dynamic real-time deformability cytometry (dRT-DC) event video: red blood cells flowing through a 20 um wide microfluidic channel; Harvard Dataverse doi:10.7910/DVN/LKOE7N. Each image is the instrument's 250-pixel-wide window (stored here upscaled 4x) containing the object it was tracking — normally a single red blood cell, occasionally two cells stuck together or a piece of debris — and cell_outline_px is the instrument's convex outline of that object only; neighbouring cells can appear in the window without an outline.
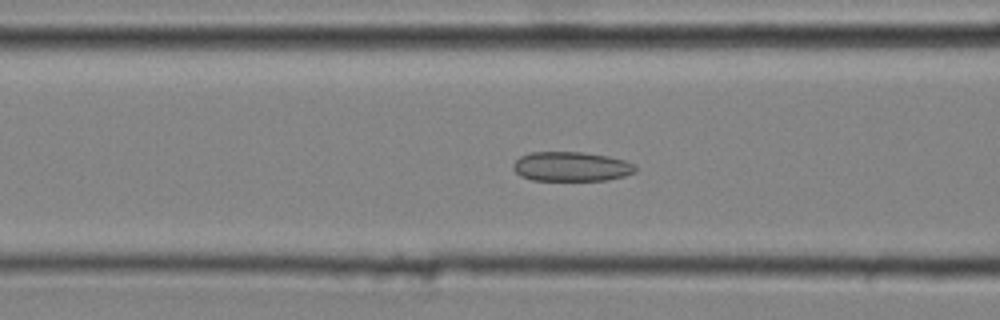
{"species": "common noctule bat (a hibernating species)", "species_latin": "Nyctalus noctula", "temperature_condition": "cold", "stored_images_in_passage": 44, "camera_frame_rate_fps": 3000, "um_per_image_px": 0.085, "animal": {"sex": "male", "body_mass_g": 20.4}, "frame": {"image": 1, "passage_image": 18, "time_ms": 5.667, "image_size_px": [1000, 320], "cell_outline_px": [[636, 172], [624, 176], [608, 180], [532, 180], [520, 176], [512, 168], [512, 164], [520, 156], [528, 152], [584, 152], [608, 156], [624, 160], [636, 164]], "centroid_in_image_um": [48.56, 14.15], "position_along_channel_um": 118.0, "area_um2": 21.21}}
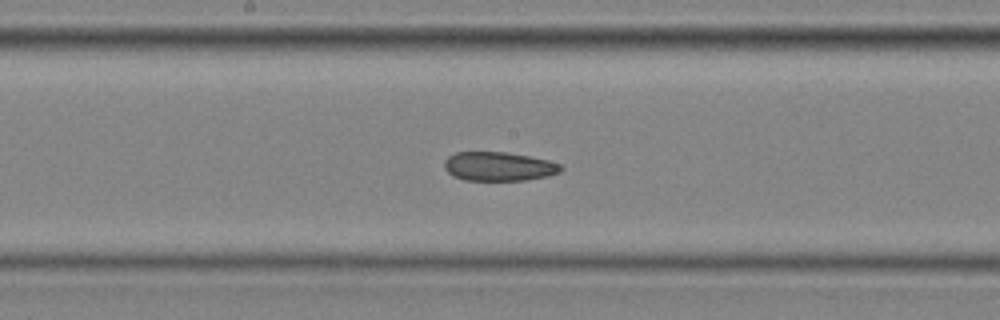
{"frame": {"image": 2, "passage_image": 24, "time_ms": 7.667, "image_size_px": [1000, 320], "cell_outline_px": [[564, 168], [560, 172], [548, 176], [524, 180], [464, 180], [452, 176], [444, 168], [444, 160], [448, 156], [456, 152], [504, 152], [528, 156], [548, 160], [560, 164]], "centroid_in_image_um": [42.37, 14.15], "position_along_channel_um": 205.8, "area_um2": 19.71}}
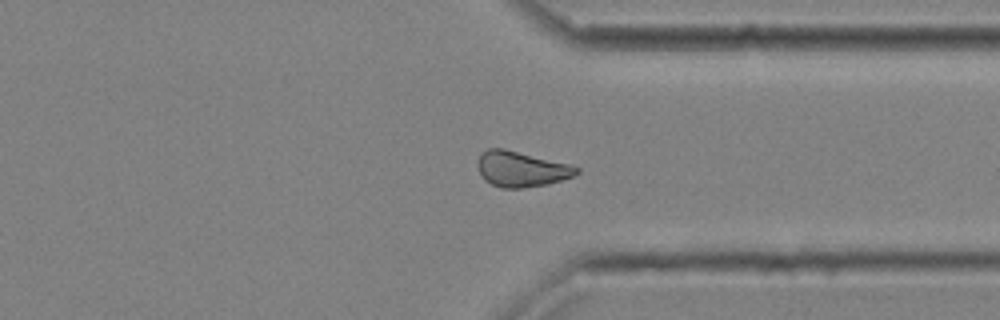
{"frame": {"image": 3, "passage_image": 35, "time_ms": 11.333, "image_size_px": [1000, 320], "cell_outline_px": [[580, 172], [576, 176], [548, 184], [520, 188], [500, 188], [484, 180], [476, 164], [480, 156], [488, 148], [504, 148], [572, 164], [580, 168]], "centroid_in_image_um": [44.36, 14.37], "position_along_channel_um": 367.0, "area_um2": 20.69}}